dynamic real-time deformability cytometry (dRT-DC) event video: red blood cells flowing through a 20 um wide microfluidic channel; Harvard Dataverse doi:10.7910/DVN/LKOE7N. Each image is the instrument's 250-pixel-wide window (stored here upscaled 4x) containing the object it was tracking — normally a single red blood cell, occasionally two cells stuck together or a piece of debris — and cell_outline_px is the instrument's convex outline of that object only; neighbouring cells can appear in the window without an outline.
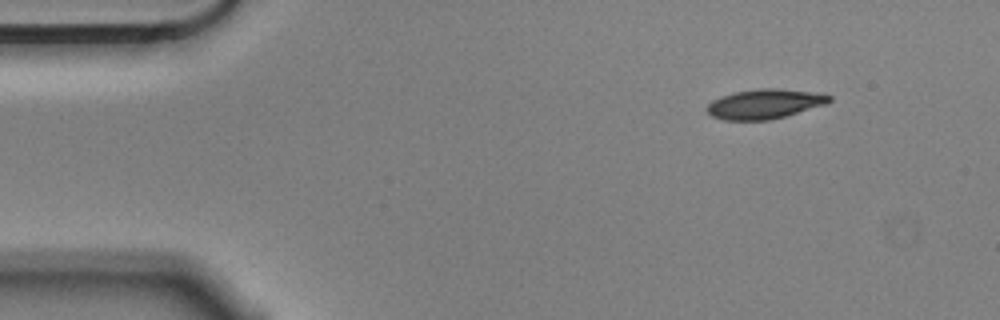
{"species": "Egyptian fruit bat (a non-hibernating species)", "species_latin": "Rousettus aegyptiacus", "temperature_condition": "cold", "stored_images_in_passage": 13, "camera_frame_rate_fps": 3000, "um_per_image_px": 0.085, "animal": {"sex": "male"}, "frame": {"image": 1, "passage_image": 1, "time_ms": 0.0, "image_size_px": [1000, 320], "cell_outline_px": [[832, 100], [828, 104], [784, 116], [768, 120], [724, 120], [712, 116], [704, 108], [712, 100], [720, 96], [732, 92], [760, 88], [776, 88], [808, 92], [832, 96]], "centroid_in_image_um": [64.95, 8.83], "position_along_channel_um": 20.1, "area_um2": 21.1}}
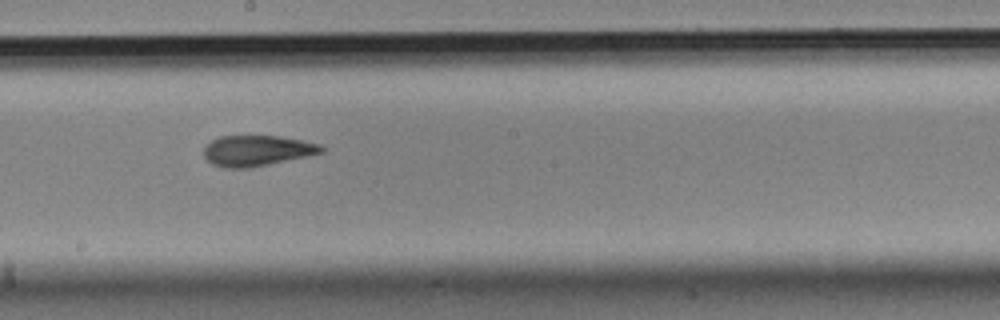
{"frame": {"image": 2, "passage_image": 7, "time_ms": 2.0, "image_size_px": [1000, 320], "cell_outline_px": [[324, 152], [268, 164], [248, 168], [224, 168], [212, 164], [204, 156], [204, 144], [220, 136], [280, 136], [320, 144], [324, 148]], "centroid_in_image_um": [21.8, 12.8], "position_along_channel_um": 226.4, "area_um2": 20.87}}
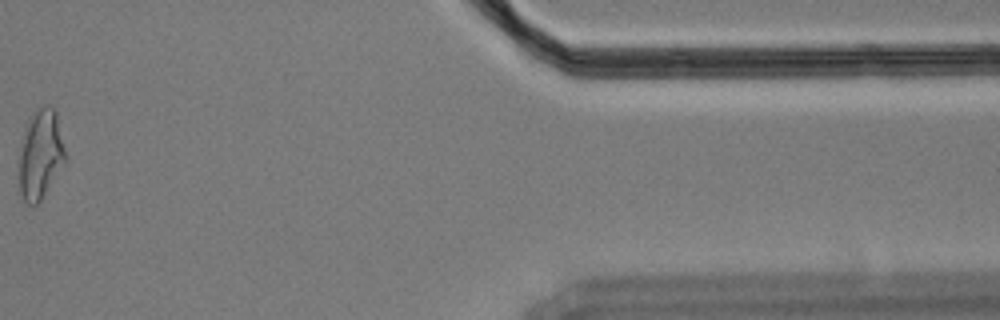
{"frame": {"image": 3, "passage_image": 12, "time_ms": 3.667, "image_size_px": [1000, 320], "cell_outline_px": [[64, 164], [40, 200], [36, 204], [28, 204], [24, 200], [20, 192], [20, 156], [24, 132], [28, 120], [32, 112], [40, 104], [48, 104], [56, 112], [64, 148]], "centroid_in_image_um": [3.44, 13.06], "position_along_channel_um": 408.0, "area_um2": 23.52}}